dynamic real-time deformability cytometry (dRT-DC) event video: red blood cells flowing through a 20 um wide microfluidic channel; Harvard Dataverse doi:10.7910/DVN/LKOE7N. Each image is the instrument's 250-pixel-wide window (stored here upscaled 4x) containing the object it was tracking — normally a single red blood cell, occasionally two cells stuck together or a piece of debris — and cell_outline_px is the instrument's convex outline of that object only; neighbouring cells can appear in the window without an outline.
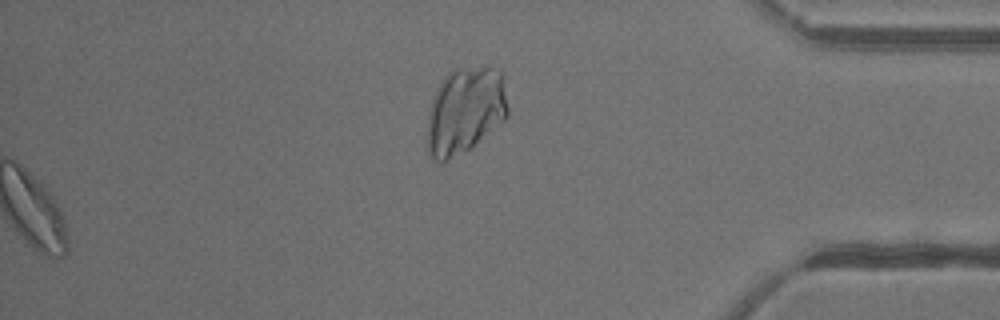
{"species": "common noctule bat (a hibernating species)", "species_latin": "Nyctalus noctula", "temperature_condition": "warm", "stored_images_in_passage": 42, "segment_of_instrument_passage": [2, 2], "camera_frame_rate_fps": 3000, "um_per_image_px": 0.085, "animal": {"sex": "female"}, "frame": {"image": 1, "passage_image": 42, "time_ms": 13.667, "image_size_px": [1000, 320], "cell_outline_px": [[508, 116], [504, 120], [472, 148], [440, 164], [428, 152], [428, 112], [436, 88], [444, 76], [448, 72], [456, 68], [484, 64], [488, 64], [500, 72], [508, 108]], "centroid_in_image_um": [39.53, 9.38], "position_along_channel_um": 395.7, "area_um2": 41.15}}